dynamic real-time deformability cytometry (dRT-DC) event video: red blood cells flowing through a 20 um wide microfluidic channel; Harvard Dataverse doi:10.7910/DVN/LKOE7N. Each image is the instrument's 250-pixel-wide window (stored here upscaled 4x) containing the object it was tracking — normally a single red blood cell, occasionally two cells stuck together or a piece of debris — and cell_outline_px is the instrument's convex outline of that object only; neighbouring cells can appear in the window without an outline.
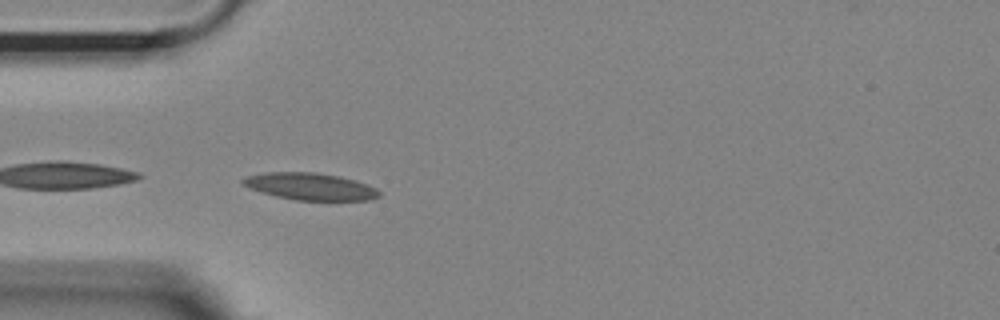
{"species": "Egyptian fruit bat (a non-hibernating species)", "species_latin": "Rousettus aegyptiacus", "temperature_condition": "room temperature", "stored_images_in_passage": 39, "camera_frame_rate_fps": 3000, "um_per_image_px": 0.085, "animal": {"sex": "female"}, "frame": {"image": 1, "passage_image": 1, "time_ms": 0.0, "image_size_px": [1000, 320], "cell_outline_px": [[380, 196], [372, 200], [296, 200], [276, 196], [248, 188], [240, 184], [240, 180], [244, 176], [264, 172], [316, 172], [340, 176], [376, 188], [380, 192]], "centroid_in_image_um": [26.3, 15.84], "position_along_channel_um": 58.7, "area_um2": 21.56}}
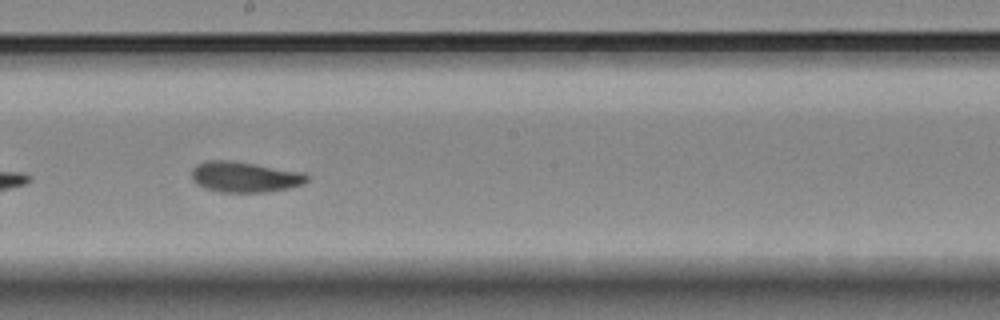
{"frame": {"image": 2, "passage_image": 15, "time_ms": 4.667, "image_size_px": [1000, 320], "cell_outline_px": [[308, 180], [304, 184], [288, 188], [268, 192], [220, 192], [204, 188], [192, 180], [192, 168], [196, 164], [208, 160], [228, 160], [304, 172], [308, 176]], "centroid_in_image_um": [20.79, 15.04], "position_along_channel_um": 227.4, "area_um2": 20.58}}
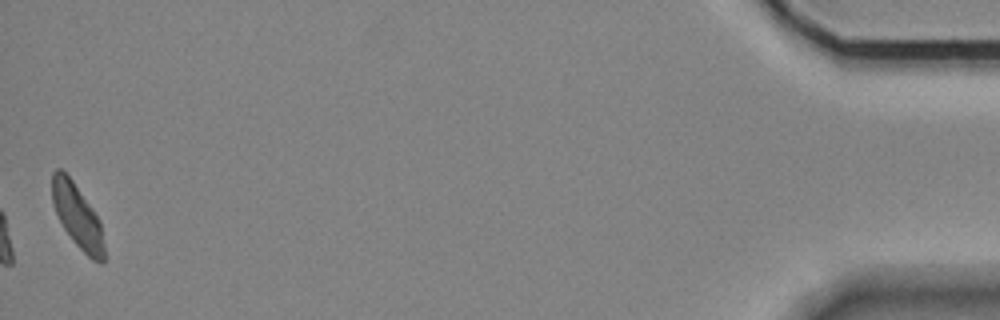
{"frame": {"image": 3, "passage_image": 39, "time_ms": 12.667, "image_size_px": [1000, 320], "cell_outline_px": [[104, 260], [100, 264], [92, 260], [72, 240], [64, 228], [56, 212], [52, 200], [52, 172], [56, 168], [60, 168], [72, 180], [92, 208], [100, 220], [104, 244]], "centroid_in_image_um": [6.58, 18.38], "position_along_channel_um": 428.6, "area_um2": 19.07}, "authors_computed_cell_mechanics": {"area_um2": 20.23, "velocity_mm_per_s": 3.6609, "shape_relaxation_time_tau1_ms": 4.7028, "shape_relaxation_time_tau2_ms": 2.805, "deformation_change_tau1": 0.1514, "deformation_change_tau2": 0.0868}}